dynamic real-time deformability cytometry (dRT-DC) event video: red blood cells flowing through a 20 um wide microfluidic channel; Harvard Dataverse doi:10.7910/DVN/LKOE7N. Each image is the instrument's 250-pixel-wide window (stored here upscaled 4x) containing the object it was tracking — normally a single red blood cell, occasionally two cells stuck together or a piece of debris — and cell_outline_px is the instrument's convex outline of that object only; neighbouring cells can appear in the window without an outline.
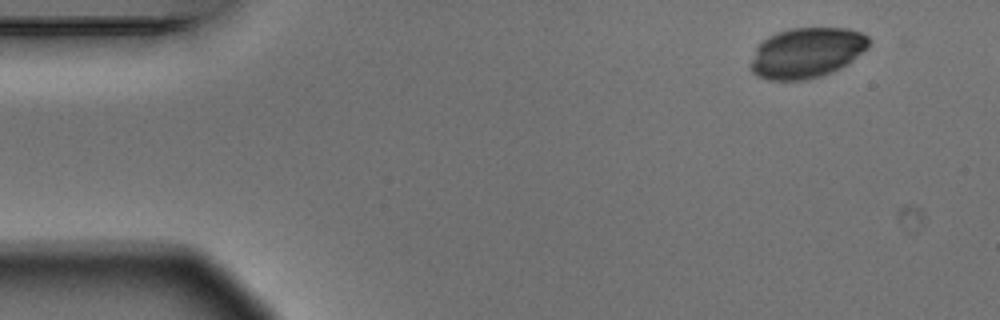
{"species": "Egyptian fruit bat (a non-hibernating species)", "species_latin": "Rousettus aegyptiacus", "temperature_condition": "warm", "stored_images_in_passage": 4, "camera_frame_rate_fps": 3000, "um_per_image_px": 0.085, "animal": {"sex": "male"}, "frame": {"image": 1, "passage_image": 1, "time_ms": 0.0, "image_size_px": [1000, 320], "cell_outline_px": [[872, 40], [868, 48], [852, 60], [840, 68], [832, 72], [820, 76], [804, 80], [768, 80], [752, 72], [748, 64], [756, 48], [768, 36], [776, 32], [792, 28], [848, 28], [860, 32], [868, 36]], "centroid_in_image_um": [68.57, 4.48], "position_along_channel_um": 16.4, "area_um2": 34.8}}